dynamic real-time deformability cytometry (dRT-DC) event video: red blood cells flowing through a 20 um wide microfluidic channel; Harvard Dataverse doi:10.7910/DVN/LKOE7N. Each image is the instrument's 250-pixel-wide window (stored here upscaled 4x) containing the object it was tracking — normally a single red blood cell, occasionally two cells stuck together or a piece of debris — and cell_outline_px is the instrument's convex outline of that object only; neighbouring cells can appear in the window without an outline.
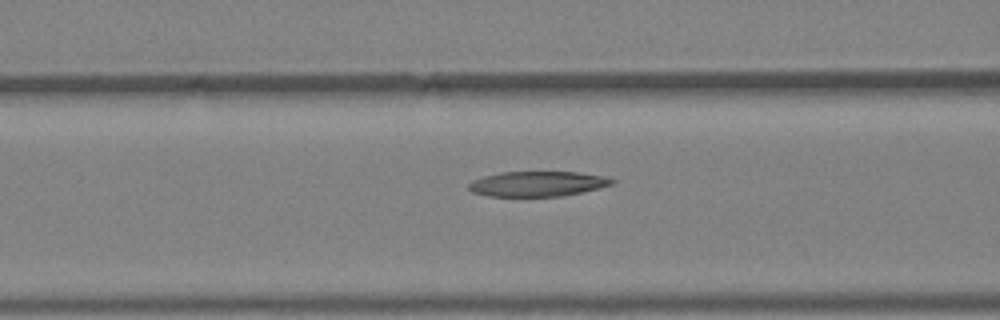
{"species": "Egyptian fruit bat (a non-hibernating species)", "species_latin": "Rousettus aegyptiacus", "temperature_condition": "warm", "stored_images_in_passage": 6, "segment_of_instrument_passage": [1, 2], "camera_frame_rate_fps": 3000, "um_per_image_px": 0.085, "animal": {"sex": "female"}, "frame": {"image": 1, "passage_image": 5, "time_ms": 1.333, "image_size_px": [1000, 320], "cell_outline_px": [[616, 180], [612, 184], [584, 192], [560, 196], [488, 196], [472, 192], [468, 188], [468, 184], [472, 180], [484, 176], [500, 172], [576, 172], [604, 176]], "centroid_in_image_um": [45.67, 15.62], "position_along_channel_um": 120.9, "area_um2": 20.92}}